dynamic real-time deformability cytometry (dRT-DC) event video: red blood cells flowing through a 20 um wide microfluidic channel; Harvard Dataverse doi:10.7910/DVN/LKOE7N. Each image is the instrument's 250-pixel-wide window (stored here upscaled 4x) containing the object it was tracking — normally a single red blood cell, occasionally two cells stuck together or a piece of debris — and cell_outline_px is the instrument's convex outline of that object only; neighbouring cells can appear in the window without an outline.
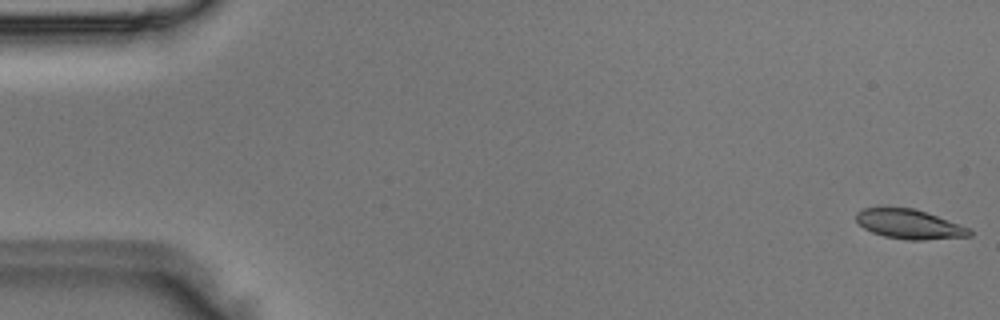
{"species": "Egyptian fruit bat (a non-hibernating species)", "species_latin": "Rousettus aegyptiacus", "temperature_condition": "room temperature", "stored_images_in_passage": 4, "camera_frame_rate_fps": 3000, "um_per_image_px": 0.085, "animal": {"sex": "male"}, "frame": {"image": 1, "passage_image": 1, "time_ms": 0.0, "image_size_px": [1000, 320], "cell_outline_px": [[972, 236], [924, 240], [908, 240], [884, 236], [872, 232], [864, 228], [856, 220], [856, 212], [864, 208], [912, 208], [972, 228]], "centroid_in_image_um": [77.32, 19.07], "position_along_channel_um": 7.7, "area_um2": 19.31}}